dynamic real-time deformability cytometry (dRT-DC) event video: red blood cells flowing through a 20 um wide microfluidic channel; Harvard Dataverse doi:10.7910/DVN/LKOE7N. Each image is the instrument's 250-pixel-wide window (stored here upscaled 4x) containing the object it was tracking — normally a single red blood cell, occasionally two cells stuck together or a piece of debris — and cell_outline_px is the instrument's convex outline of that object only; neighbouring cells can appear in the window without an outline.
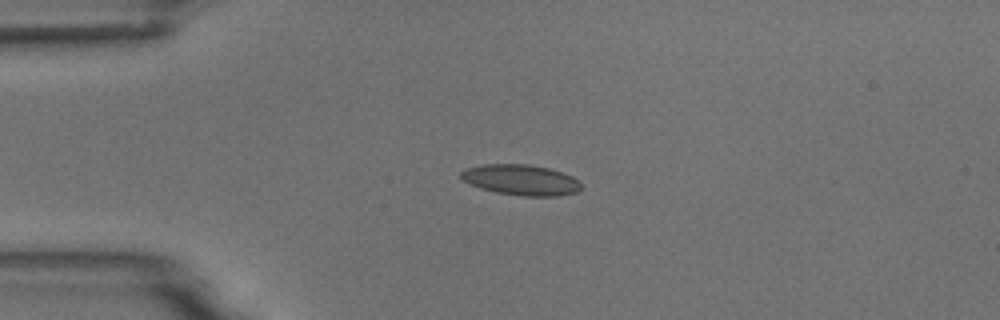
{"species": "common noctule bat (a hibernating species)", "species_latin": "Nyctalus noctula", "temperature_condition": "room temperature", "stored_images_in_passage": 2, "camera_frame_rate_fps": 3000, "um_per_image_px": 0.085, "animal": {"sex": "male", "body_mass_g": 18.8}, "frame": {"image": 1, "passage_image": 2, "time_ms": 1.333, "image_size_px": [1000, 320], "cell_outline_px": [[580, 188], [576, 192], [556, 196], [524, 196], [496, 192], [480, 188], [464, 180], [460, 176], [460, 172], [468, 168], [484, 164], [528, 164], [548, 168], [572, 176], [580, 184]], "centroid_in_image_um": [44.27, 15.29], "position_along_channel_um": 40.7, "area_um2": 21.1}}